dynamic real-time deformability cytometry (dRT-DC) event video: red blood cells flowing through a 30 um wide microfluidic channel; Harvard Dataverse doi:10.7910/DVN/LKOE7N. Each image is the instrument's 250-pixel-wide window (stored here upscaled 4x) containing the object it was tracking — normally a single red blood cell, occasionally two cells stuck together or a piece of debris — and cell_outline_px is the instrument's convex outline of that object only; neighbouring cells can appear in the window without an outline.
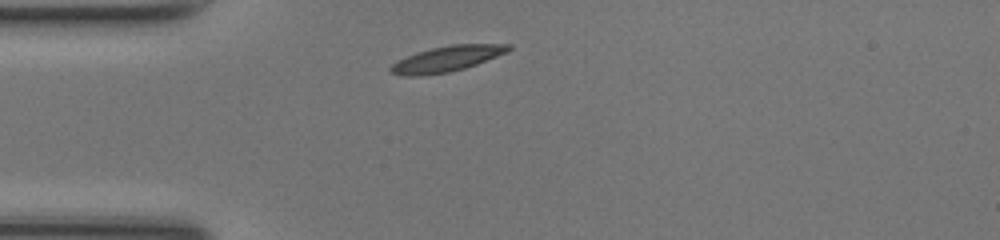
{"species": "common noctule bat (a hibernating species)", "species_latin": "Nyctalus noctula", "temperature_condition": "room temperature", "stored_images_in_passage": 30, "camera_frame_rate_fps": 3000, "um_per_image_px": 0.085, "animal": {"sex": "female", "body_mass_g": 17.0, "forearm_length_mm": 48.0}, "frame": {"image": 1, "passage_image": 1, "time_ms": 0.0, "image_size_px": [1000, 240], "cell_outline_px": [[512, 48], [508, 52], [476, 64], [464, 68], [448, 72], [420, 76], [404, 76], [392, 72], [388, 68], [396, 60], [416, 52], [432, 48], [452, 44], [512, 44]], "centroid_in_image_um": [37.97, 4.99], "position_along_channel_um": 47.0, "area_um2": 17.57}}
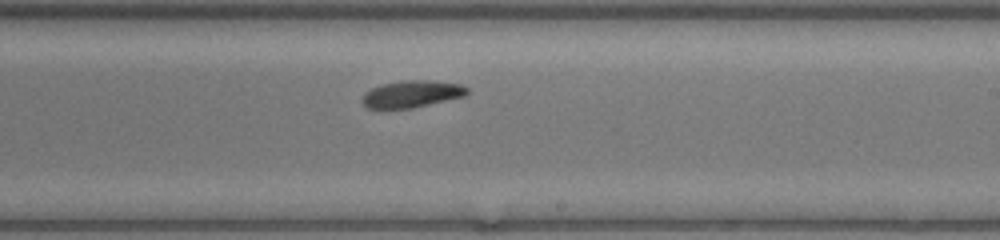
{"frame": {"image": 2, "passage_image": 17, "time_ms": 5.333, "image_size_px": [1000, 240], "cell_outline_px": [[468, 92], [464, 96], [412, 108], [368, 108], [364, 104], [364, 92], [380, 84], [404, 80], [428, 80], [460, 84], [468, 88]], "centroid_in_image_um": [35.01, 7.97], "position_along_channel_um": 254.0, "area_um2": 16.24}}
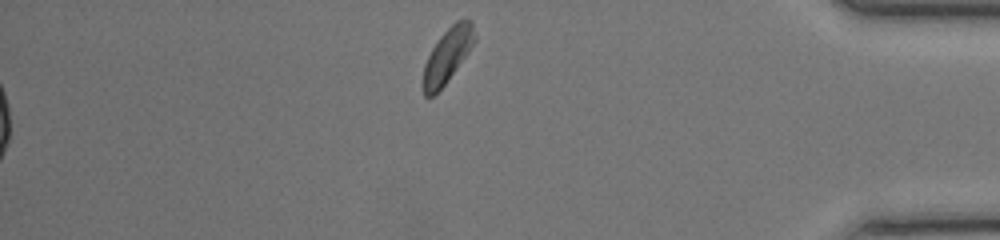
{"frame": {"image": 3, "passage_image": 30, "time_ms": 9.667, "image_size_px": [1000, 240], "cell_outline_px": [[476, 40], [468, 52], [448, 80], [432, 96], [424, 96], [420, 84], [424, 64], [432, 48], [440, 36], [456, 20], [472, 20], [476, 36]], "centroid_in_image_um": [38.0, 4.73], "position_along_channel_um": 397.2, "area_um2": 16.36}, "authors_computed_cell_mechanics": {"area_um2": 16.8198, "velocity_mm_per_s": 4.1718, "shape_relaxation_time_tau1_ms": 5.338, "shape_relaxation_time_tau2_ms": null, "deformation_change_tau1": 0.1452, "deformation_change_tau2": null}}